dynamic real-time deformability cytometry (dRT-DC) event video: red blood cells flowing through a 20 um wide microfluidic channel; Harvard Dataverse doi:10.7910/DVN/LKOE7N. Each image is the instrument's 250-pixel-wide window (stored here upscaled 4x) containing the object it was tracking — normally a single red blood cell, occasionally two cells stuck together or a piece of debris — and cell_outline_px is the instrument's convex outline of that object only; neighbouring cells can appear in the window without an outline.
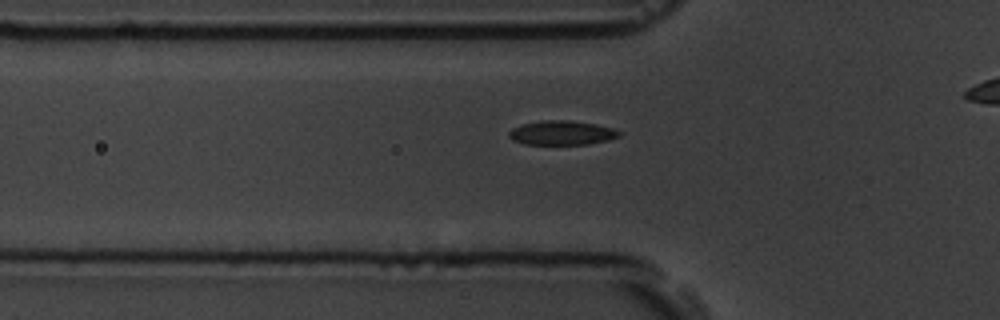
{"species": "common noctule bat (a hibernating species)", "species_latin": "Nyctalus noctula", "temperature_condition": "room temperature", "stored_images_in_passage": 35, "camera_frame_rate_fps": 3000, "um_per_image_px": 0.085, "animal": {"sex": "male", "body_mass_g": 19.5, "forearm_length_mm": 54.6}, "frame": {"image": 1, "passage_image": 6, "time_ms": 1.667, "image_size_px": [1000, 320], "cell_outline_px": [[620, 136], [608, 140], [588, 144], [524, 144], [512, 140], [508, 136], [508, 132], [512, 128], [520, 124], [544, 120], [568, 120], [596, 124], [612, 128], [620, 132]], "centroid_in_image_um": [47.71, 11.29], "position_along_channel_um": 78.1, "area_um2": 15.61}}
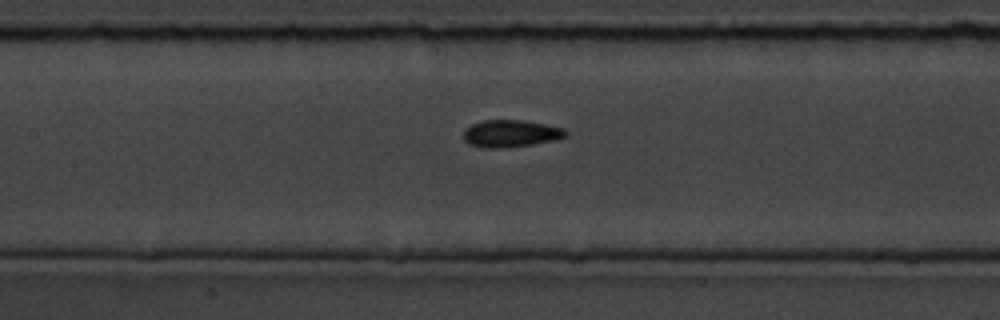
{"frame": {"image": 2, "passage_image": 13, "time_ms": 4.0, "image_size_px": [1000, 320], "cell_outline_px": [[568, 136], [552, 140], [532, 144], [504, 148], [484, 148], [468, 144], [464, 140], [464, 128], [472, 124], [484, 120], [524, 120], [564, 128], [568, 132]], "centroid_in_image_um": [43.39, 11.35], "position_along_channel_um": 164.0, "area_um2": 16.24}}
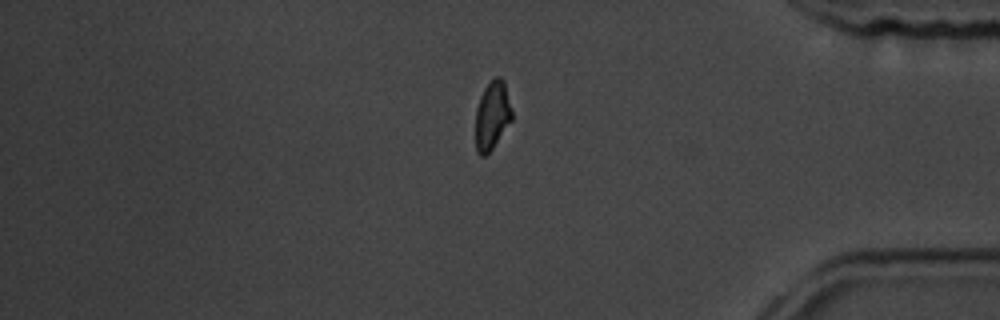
{"frame": {"image": 3, "passage_image": 34, "time_ms": 11.0, "image_size_px": [1000, 320], "cell_outline_px": [[512, 120], [492, 148], [484, 156], [480, 156], [476, 152], [476, 108], [480, 96], [484, 88], [492, 76], [500, 76], [504, 80], [512, 112]], "centroid_in_image_um": [41.83, 9.76], "position_along_channel_um": 393.4, "area_um2": 14.57}}